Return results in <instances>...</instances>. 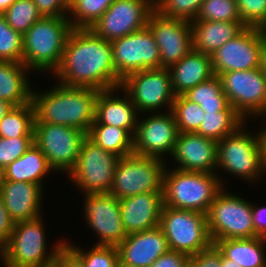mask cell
Returning a JSON list of instances; mask_svg holds the SVG:
<instances>
[{"mask_svg": "<svg viewBox=\"0 0 266 267\" xmlns=\"http://www.w3.org/2000/svg\"><path fill=\"white\" fill-rule=\"evenodd\" d=\"M171 112L180 133H196L205 114L200 105L190 102L183 95L174 98Z\"/></svg>", "mask_w": 266, "mask_h": 267, "instance_id": "cell-35", "label": "cell"}, {"mask_svg": "<svg viewBox=\"0 0 266 267\" xmlns=\"http://www.w3.org/2000/svg\"><path fill=\"white\" fill-rule=\"evenodd\" d=\"M43 187L39 184L2 180L0 195L11 219L17 223L30 221L41 215ZM42 197V198H41Z\"/></svg>", "mask_w": 266, "mask_h": 267, "instance_id": "cell-23", "label": "cell"}, {"mask_svg": "<svg viewBox=\"0 0 266 267\" xmlns=\"http://www.w3.org/2000/svg\"><path fill=\"white\" fill-rule=\"evenodd\" d=\"M22 34L15 31L0 14V61L22 63Z\"/></svg>", "mask_w": 266, "mask_h": 267, "instance_id": "cell-38", "label": "cell"}, {"mask_svg": "<svg viewBox=\"0 0 266 267\" xmlns=\"http://www.w3.org/2000/svg\"><path fill=\"white\" fill-rule=\"evenodd\" d=\"M245 120L237 111L205 112L197 134L216 142L234 133Z\"/></svg>", "mask_w": 266, "mask_h": 267, "instance_id": "cell-32", "label": "cell"}, {"mask_svg": "<svg viewBox=\"0 0 266 267\" xmlns=\"http://www.w3.org/2000/svg\"><path fill=\"white\" fill-rule=\"evenodd\" d=\"M34 143V137H0V169L3 170L21 157Z\"/></svg>", "mask_w": 266, "mask_h": 267, "instance_id": "cell-42", "label": "cell"}, {"mask_svg": "<svg viewBox=\"0 0 266 267\" xmlns=\"http://www.w3.org/2000/svg\"><path fill=\"white\" fill-rule=\"evenodd\" d=\"M244 125L246 126L244 123L234 133L217 142L216 169L218 172L224 168L223 170L231 175L255 183L265 172L261 161L258 133L254 135L247 130L245 132Z\"/></svg>", "mask_w": 266, "mask_h": 267, "instance_id": "cell-9", "label": "cell"}, {"mask_svg": "<svg viewBox=\"0 0 266 267\" xmlns=\"http://www.w3.org/2000/svg\"><path fill=\"white\" fill-rule=\"evenodd\" d=\"M242 23L246 27L266 30V0H236Z\"/></svg>", "mask_w": 266, "mask_h": 267, "instance_id": "cell-41", "label": "cell"}, {"mask_svg": "<svg viewBox=\"0 0 266 267\" xmlns=\"http://www.w3.org/2000/svg\"><path fill=\"white\" fill-rule=\"evenodd\" d=\"M12 105L8 102L0 99V121L2 118L12 109Z\"/></svg>", "mask_w": 266, "mask_h": 267, "instance_id": "cell-51", "label": "cell"}, {"mask_svg": "<svg viewBox=\"0 0 266 267\" xmlns=\"http://www.w3.org/2000/svg\"><path fill=\"white\" fill-rule=\"evenodd\" d=\"M258 140L261 149V161L266 171V128L258 133Z\"/></svg>", "mask_w": 266, "mask_h": 267, "instance_id": "cell-49", "label": "cell"}, {"mask_svg": "<svg viewBox=\"0 0 266 267\" xmlns=\"http://www.w3.org/2000/svg\"><path fill=\"white\" fill-rule=\"evenodd\" d=\"M188 254L169 250L158 257L150 267H189Z\"/></svg>", "mask_w": 266, "mask_h": 267, "instance_id": "cell-45", "label": "cell"}, {"mask_svg": "<svg viewBox=\"0 0 266 267\" xmlns=\"http://www.w3.org/2000/svg\"><path fill=\"white\" fill-rule=\"evenodd\" d=\"M169 71L176 96L183 95L189 89L208 81L215 75L211 56L195 50L171 66Z\"/></svg>", "mask_w": 266, "mask_h": 267, "instance_id": "cell-25", "label": "cell"}, {"mask_svg": "<svg viewBox=\"0 0 266 267\" xmlns=\"http://www.w3.org/2000/svg\"><path fill=\"white\" fill-rule=\"evenodd\" d=\"M159 226L170 250L192 256L213 244L208 231L207 214L163 206Z\"/></svg>", "mask_w": 266, "mask_h": 267, "instance_id": "cell-7", "label": "cell"}, {"mask_svg": "<svg viewBox=\"0 0 266 267\" xmlns=\"http://www.w3.org/2000/svg\"><path fill=\"white\" fill-rule=\"evenodd\" d=\"M260 69L263 75L266 77V30H265V40L261 52Z\"/></svg>", "mask_w": 266, "mask_h": 267, "instance_id": "cell-50", "label": "cell"}, {"mask_svg": "<svg viewBox=\"0 0 266 267\" xmlns=\"http://www.w3.org/2000/svg\"><path fill=\"white\" fill-rule=\"evenodd\" d=\"M226 191L224 187L216 195L207 213L208 231L213 244L223 239L254 238L252 203Z\"/></svg>", "mask_w": 266, "mask_h": 267, "instance_id": "cell-8", "label": "cell"}, {"mask_svg": "<svg viewBox=\"0 0 266 267\" xmlns=\"http://www.w3.org/2000/svg\"><path fill=\"white\" fill-rule=\"evenodd\" d=\"M54 171L40 148L33 143L18 159L2 170L3 179L9 181L29 182L42 185L45 175Z\"/></svg>", "mask_w": 266, "mask_h": 267, "instance_id": "cell-28", "label": "cell"}, {"mask_svg": "<svg viewBox=\"0 0 266 267\" xmlns=\"http://www.w3.org/2000/svg\"><path fill=\"white\" fill-rule=\"evenodd\" d=\"M119 158L86 137L76 165L68 175L70 181L84 194L109 193Z\"/></svg>", "mask_w": 266, "mask_h": 267, "instance_id": "cell-11", "label": "cell"}, {"mask_svg": "<svg viewBox=\"0 0 266 267\" xmlns=\"http://www.w3.org/2000/svg\"><path fill=\"white\" fill-rule=\"evenodd\" d=\"M87 137L97 146L120 158L133 153V137L125 129L92 124Z\"/></svg>", "mask_w": 266, "mask_h": 267, "instance_id": "cell-31", "label": "cell"}, {"mask_svg": "<svg viewBox=\"0 0 266 267\" xmlns=\"http://www.w3.org/2000/svg\"><path fill=\"white\" fill-rule=\"evenodd\" d=\"M264 40L265 29L245 27L211 55L214 74L259 68Z\"/></svg>", "mask_w": 266, "mask_h": 267, "instance_id": "cell-15", "label": "cell"}, {"mask_svg": "<svg viewBox=\"0 0 266 267\" xmlns=\"http://www.w3.org/2000/svg\"><path fill=\"white\" fill-rule=\"evenodd\" d=\"M35 110L32 101L23 106L12 107L0 121V137H34Z\"/></svg>", "mask_w": 266, "mask_h": 267, "instance_id": "cell-33", "label": "cell"}, {"mask_svg": "<svg viewBox=\"0 0 266 267\" xmlns=\"http://www.w3.org/2000/svg\"><path fill=\"white\" fill-rule=\"evenodd\" d=\"M42 17L69 16L70 0H33Z\"/></svg>", "mask_w": 266, "mask_h": 267, "instance_id": "cell-43", "label": "cell"}, {"mask_svg": "<svg viewBox=\"0 0 266 267\" xmlns=\"http://www.w3.org/2000/svg\"><path fill=\"white\" fill-rule=\"evenodd\" d=\"M183 96L190 102L200 105L204 112L236 111L223 92L217 75L189 89Z\"/></svg>", "mask_w": 266, "mask_h": 267, "instance_id": "cell-30", "label": "cell"}, {"mask_svg": "<svg viewBox=\"0 0 266 267\" xmlns=\"http://www.w3.org/2000/svg\"><path fill=\"white\" fill-rule=\"evenodd\" d=\"M163 206V192L141 193L121 199L120 212L127 235L158 226Z\"/></svg>", "mask_w": 266, "mask_h": 267, "instance_id": "cell-22", "label": "cell"}, {"mask_svg": "<svg viewBox=\"0 0 266 267\" xmlns=\"http://www.w3.org/2000/svg\"><path fill=\"white\" fill-rule=\"evenodd\" d=\"M221 267H241L237 262L226 258L221 252Z\"/></svg>", "mask_w": 266, "mask_h": 267, "instance_id": "cell-52", "label": "cell"}, {"mask_svg": "<svg viewBox=\"0 0 266 267\" xmlns=\"http://www.w3.org/2000/svg\"><path fill=\"white\" fill-rule=\"evenodd\" d=\"M43 218L20 221L14 229L8 243L3 247V266L5 267H50L54 265L56 256L65 240H60L48 250Z\"/></svg>", "mask_w": 266, "mask_h": 267, "instance_id": "cell-5", "label": "cell"}, {"mask_svg": "<svg viewBox=\"0 0 266 267\" xmlns=\"http://www.w3.org/2000/svg\"><path fill=\"white\" fill-rule=\"evenodd\" d=\"M215 173L165 169L164 206L207 214L216 195L224 188Z\"/></svg>", "mask_w": 266, "mask_h": 267, "instance_id": "cell-4", "label": "cell"}, {"mask_svg": "<svg viewBox=\"0 0 266 267\" xmlns=\"http://www.w3.org/2000/svg\"><path fill=\"white\" fill-rule=\"evenodd\" d=\"M122 90L124 98L114 95ZM115 91V92H114ZM114 93V94H113ZM139 112L127 93L119 86L101 90L96 99L95 121L92 124H104L125 129L132 137L138 124Z\"/></svg>", "mask_w": 266, "mask_h": 267, "instance_id": "cell-24", "label": "cell"}, {"mask_svg": "<svg viewBox=\"0 0 266 267\" xmlns=\"http://www.w3.org/2000/svg\"><path fill=\"white\" fill-rule=\"evenodd\" d=\"M215 245L226 258L241 267H266L265 237L223 239Z\"/></svg>", "mask_w": 266, "mask_h": 267, "instance_id": "cell-29", "label": "cell"}, {"mask_svg": "<svg viewBox=\"0 0 266 267\" xmlns=\"http://www.w3.org/2000/svg\"><path fill=\"white\" fill-rule=\"evenodd\" d=\"M193 50L212 55L246 26L242 21H191Z\"/></svg>", "mask_w": 266, "mask_h": 267, "instance_id": "cell-26", "label": "cell"}, {"mask_svg": "<svg viewBox=\"0 0 266 267\" xmlns=\"http://www.w3.org/2000/svg\"><path fill=\"white\" fill-rule=\"evenodd\" d=\"M2 15L7 24L22 35L42 17L33 0H16Z\"/></svg>", "mask_w": 266, "mask_h": 267, "instance_id": "cell-36", "label": "cell"}, {"mask_svg": "<svg viewBox=\"0 0 266 267\" xmlns=\"http://www.w3.org/2000/svg\"><path fill=\"white\" fill-rule=\"evenodd\" d=\"M73 30L67 17H41L23 35L22 63L31 71L50 72L59 67Z\"/></svg>", "mask_w": 266, "mask_h": 267, "instance_id": "cell-3", "label": "cell"}, {"mask_svg": "<svg viewBox=\"0 0 266 267\" xmlns=\"http://www.w3.org/2000/svg\"><path fill=\"white\" fill-rule=\"evenodd\" d=\"M163 113H152L144 120L139 118L133 153L161 160H165L162 155L172 154L179 131L172 112Z\"/></svg>", "mask_w": 266, "mask_h": 267, "instance_id": "cell-18", "label": "cell"}, {"mask_svg": "<svg viewBox=\"0 0 266 267\" xmlns=\"http://www.w3.org/2000/svg\"><path fill=\"white\" fill-rule=\"evenodd\" d=\"M195 20L241 21L236 0H203Z\"/></svg>", "mask_w": 266, "mask_h": 267, "instance_id": "cell-39", "label": "cell"}, {"mask_svg": "<svg viewBox=\"0 0 266 267\" xmlns=\"http://www.w3.org/2000/svg\"><path fill=\"white\" fill-rule=\"evenodd\" d=\"M154 9V0H115L90 29L111 42L146 27Z\"/></svg>", "mask_w": 266, "mask_h": 267, "instance_id": "cell-16", "label": "cell"}, {"mask_svg": "<svg viewBox=\"0 0 266 267\" xmlns=\"http://www.w3.org/2000/svg\"><path fill=\"white\" fill-rule=\"evenodd\" d=\"M99 90L89 87H68L61 84L41 92L32 89L34 123L64 125L86 134L95 121Z\"/></svg>", "mask_w": 266, "mask_h": 267, "instance_id": "cell-2", "label": "cell"}, {"mask_svg": "<svg viewBox=\"0 0 266 267\" xmlns=\"http://www.w3.org/2000/svg\"><path fill=\"white\" fill-rule=\"evenodd\" d=\"M120 87L130 97L139 114L160 113L165 106L169 108L167 111H171L176 97L170 71L166 68L133 72L122 80Z\"/></svg>", "mask_w": 266, "mask_h": 267, "instance_id": "cell-10", "label": "cell"}, {"mask_svg": "<svg viewBox=\"0 0 266 267\" xmlns=\"http://www.w3.org/2000/svg\"><path fill=\"white\" fill-rule=\"evenodd\" d=\"M57 83L68 87H89L99 91L117 88L122 79L113 65L112 44L90 28H73L59 67Z\"/></svg>", "mask_w": 266, "mask_h": 267, "instance_id": "cell-1", "label": "cell"}, {"mask_svg": "<svg viewBox=\"0 0 266 267\" xmlns=\"http://www.w3.org/2000/svg\"><path fill=\"white\" fill-rule=\"evenodd\" d=\"M87 134L79 129L49 123H34V143L55 171L67 174L76 165Z\"/></svg>", "mask_w": 266, "mask_h": 267, "instance_id": "cell-12", "label": "cell"}, {"mask_svg": "<svg viewBox=\"0 0 266 267\" xmlns=\"http://www.w3.org/2000/svg\"><path fill=\"white\" fill-rule=\"evenodd\" d=\"M27 72L23 63L0 61V99L13 107L29 104L32 87Z\"/></svg>", "mask_w": 266, "mask_h": 267, "instance_id": "cell-27", "label": "cell"}, {"mask_svg": "<svg viewBox=\"0 0 266 267\" xmlns=\"http://www.w3.org/2000/svg\"><path fill=\"white\" fill-rule=\"evenodd\" d=\"M117 249L120 267H150L158 257L170 250L159 225L127 235Z\"/></svg>", "mask_w": 266, "mask_h": 267, "instance_id": "cell-20", "label": "cell"}, {"mask_svg": "<svg viewBox=\"0 0 266 267\" xmlns=\"http://www.w3.org/2000/svg\"><path fill=\"white\" fill-rule=\"evenodd\" d=\"M189 267H221V251L215 244L190 256Z\"/></svg>", "mask_w": 266, "mask_h": 267, "instance_id": "cell-44", "label": "cell"}, {"mask_svg": "<svg viewBox=\"0 0 266 267\" xmlns=\"http://www.w3.org/2000/svg\"><path fill=\"white\" fill-rule=\"evenodd\" d=\"M65 244L83 261L85 267H120L117 246L95 244L89 251Z\"/></svg>", "mask_w": 266, "mask_h": 267, "instance_id": "cell-37", "label": "cell"}, {"mask_svg": "<svg viewBox=\"0 0 266 267\" xmlns=\"http://www.w3.org/2000/svg\"><path fill=\"white\" fill-rule=\"evenodd\" d=\"M218 77L230 105L245 121L266 115V77L260 67L225 72Z\"/></svg>", "mask_w": 266, "mask_h": 267, "instance_id": "cell-13", "label": "cell"}, {"mask_svg": "<svg viewBox=\"0 0 266 267\" xmlns=\"http://www.w3.org/2000/svg\"><path fill=\"white\" fill-rule=\"evenodd\" d=\"M3 257H4V254H3V247L0 245V260L3 262Z\"/></svg>", "mask_w": 266, "mask_h": 267, "instance_id": "cell-54", "label": "cell"}, {"mask_svg": "<svg viewBox=\"0 0 266 267\" xmlns=\"http://www.w3.org/2000/svg\"><path fill=\"white\" fill-rule=\"evenodd\" d=\"M171 156L176 169L216 173L217 142L200 134L179 132Z\"/></svg>", "mask_w": 266, "mask_h": 267, "instance_id": "cell-21", "label": "cell"}, {"mask_svg": "<svg viewBox=\"0 0 266 267\" xmlns=\"http://www.w3.org/2000/svg\"><path fill=\"white\" fill-rule=\"evenodd\" d=\"M15 222L7 212L2 196L0 195V245L4 247L12 234Z\"/></svg>", "mask_w": 266, "mask_h": 267, "instance_id": "cell-46", "label": "cell"}, {"mask_svg": "<svg viewBox=\"0 0 266 267\" xmlns=\"http://www.w3.org/2000/svg\"><path fill=\"white\" fill-rule=\"evenodd\" d=\"M16 0H0V14L10 7Z\"/></svg>", "mask_w": 266, "mask_h": 267, "instance_id": "cell-53", "label": "cell"}, {"mask_svg": "<svg viewBox=\"0 0 266 267\" xmlns=\"http://www.w3.org/2000/svg\"><path fill=\"white\" fill-rule=\"evenodd\" d=\"M115 0H70V24L73 28H91Z\"/></svg>", "mask_w": 266, "mask_h": 267, "instance_id": "cell-34", "label": "cell"}, {"mask_svg": "<svg viewBox=\"0 0 266 267\" xmlns=\"http://www.w3.org/2000/svg\"><path fill=\"white\" fill-rule=\"evenodd\" d=\"M2 179H3V174H2V170L0 169V185H1Z\"/></svg>", "mask_w": 266, "mask_h": 267, "instance_id": "cell-55", "label": "cell"}, {"mask_svg": "<svg viewBox=\"0 0 266 267\" xmlns=\"http://www.w3.org/2000/svg\"><path fill=\"white\" fill-rule=\"evenodd\" d=\"M203 0H154L155 10L163 16L193 21L198 16Z\"/></svg>", "mask_w": 266, "mask_h": 267, "instance_id": "cell-40", "label": "cell"}, {"mask_svg": "<svg viewBox=\"0 0 266 267\" xmlns=\"http://www.w3.org/2000/svg\"><path fill=\"white\" fill-rule=\"evenodd\" d=\"M84 218L100 239L97 245L118 246L126 237L120 200L109 193L83 194Z\"/></svg>", "mask_w": 266, "mask_h": 267, "instance_id": "cell-19", "label": "cell"}, {"mask_svg": "<svg viewBox=\"0 0 266 267\" xmlns=\"http://www.w3.org/2000/svg\"><path fill=\"white\" fill-rule=\"evenodd\" d=\"M166 162L135 153L119 158L109 194L121 200L141 193L163 192Z\"/></svg>", "mask_w": 266, "mask_h": 267, "instance_id": "cell-6", "label": "cell"}, {"mask_svg": "<svg viewBox=\"0 0 266 267\" xmlns=\"http://www.w3.org/2000/svg\"><path fill=\"white\" fill-rule=\"evenodd\" d=\"M252 204V221L255 228V237L266 238V206L257 208Z\"/></svg>", "mask_w": 266, "mask_h": 267, "instance_id": "cell-48", "label": "cell"}, {"mask_svg": "<svg viewBox=\"0 0 266 267\" xmlns=\"http://www.w3.org/2000/svg\"><path fill=\"white\" fill-rule=\"evenodd\" d=\"M111 44L113 65L122 80L133 72L161 68L160 51L148 26Z\"/></svg>", "mask_w": 266, "mask_h": 267, "instance_id": "cell-14", "label": "cell"}, {"mask_svg": "<svg viewBox=\"0 0 266 267\" xmlns=\"http://www.w3.org/2000/svg\"><path fill=\"white\" fill-rule=\"evenodd\" d=\"M54 266L85 267V264L66 244H64L57 253Z\"/></svg>", "mask_w": 266, "mask_h": 267, "instance_id": "cell-47", "label": "cell"}, {"mask_svg": "<svg viewBox=\"0 0 266 267\" xmlns=\"http://www.w3.org/2000/svg\"><path fill=\"white\" fill-rule=\"evenodd\" d=\"M147 26L159 48L161 68L169 69L193 50L190 21L169 18L154 9L149 15Z\"/></svg>", "mask_w": 266, "mask_h": 267, "instance_id": "cell-17", "label": "cell"}]
</instances>
